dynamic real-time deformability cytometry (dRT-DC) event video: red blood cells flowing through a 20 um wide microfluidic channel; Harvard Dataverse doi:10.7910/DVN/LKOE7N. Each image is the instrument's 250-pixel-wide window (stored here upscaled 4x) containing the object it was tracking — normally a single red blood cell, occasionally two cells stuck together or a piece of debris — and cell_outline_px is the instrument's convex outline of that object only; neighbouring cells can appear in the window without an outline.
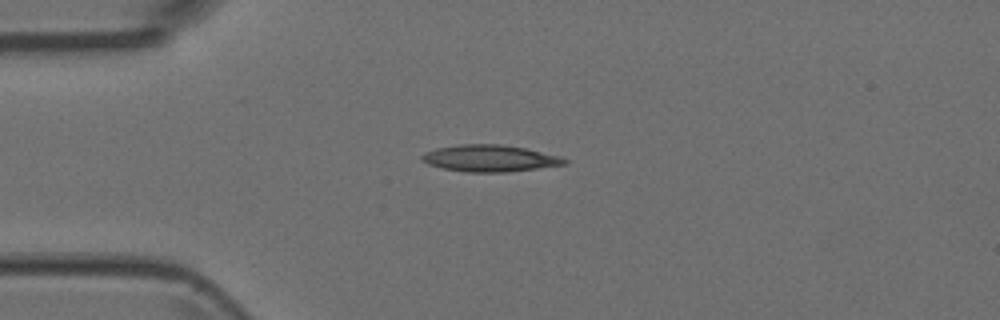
{"species": "Egyptian fruit bat (a non-hibernating species)", "species_latin": "Rousettus aegyptiacus", "temperature_condition": "room temperature", "stored_images_in_passage": 6, "camera_frame_rate_fps": 3000, "um_per_image_px": 0.085, "animal": {"sex": "female"}, "frame": {"image": 1, "passage_image": 6, "time_ms": 1.667, "image_size_px": [1000, 320], "cell_outline_px": [[568, 160], [564, 164], [508, 172], [468, 172], [444, 168], [428, 164], [420, 160], [420, 156], [424, 152], [436, 148], [460, 144], [500, 144], [524, 148], [560, 156]], "centroid_in_image_um": [41.58, 13.45], "position_along_channel_um": 43.4, "area_um2": 22.02}}